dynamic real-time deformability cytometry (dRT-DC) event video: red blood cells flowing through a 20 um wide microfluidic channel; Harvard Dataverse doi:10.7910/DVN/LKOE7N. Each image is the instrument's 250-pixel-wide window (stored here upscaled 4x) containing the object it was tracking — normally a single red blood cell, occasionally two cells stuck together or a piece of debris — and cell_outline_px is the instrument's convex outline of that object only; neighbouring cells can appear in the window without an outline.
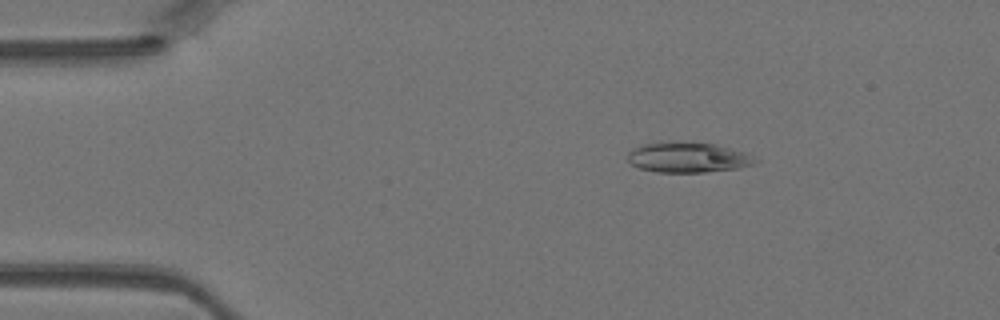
{"species": "Egyptian fruit bat (a non-hibernating species)", "species_latin": "Rousettus aegyptiacus", "temperature_condition": "warm", "stored_images_in_passage": 45, "camera_frame_rate_fps": 3000, "um_per_image_px": 0.085, "animal": {"sex": "female"}, "frame": {"image": 1, "passage_image": 8, "time_ms": 2.333, "image_size_px": [1000, 320], "cell_outline_px": [[760, 160], [756, 164], [740, 168], [704, 172], [656, 172], [640, 168], [632, 164], [628, 160], [628, 152], [632, 148], [640, 144], [716, 144], [744, 152]], "centroid_in_image_um": [58.52, 13.42], "position_along_channel_um": 26.5, "area_um2": 21.85}}
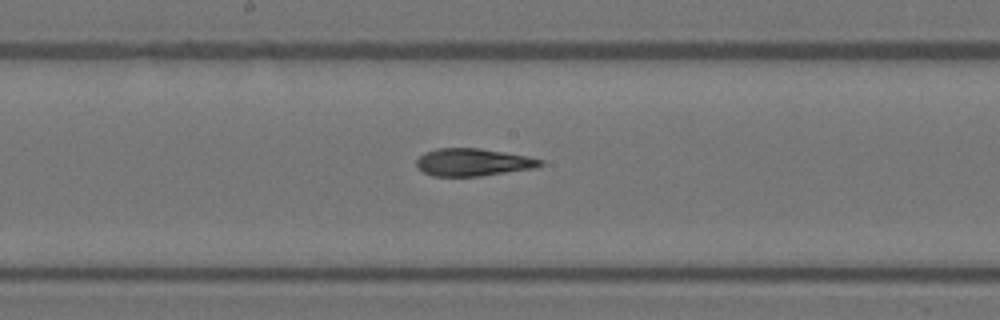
{"frame": {"image": 2, "passage_image": 24, "time_ms": 7.667, "image_size_px": [1000, 320], "cell_outline_px": [[544, 164], [536, 168], [480, 176], [432, 176], [424, 172], [416, 164], [416, 160], [424, 152], [436, 148], [480, 148], [528, 156], [544, 160]], "centroid_in_image_um": [40.23, 13.78], "position_along_channel_um": 208.0, "area_um2": 19.94}}
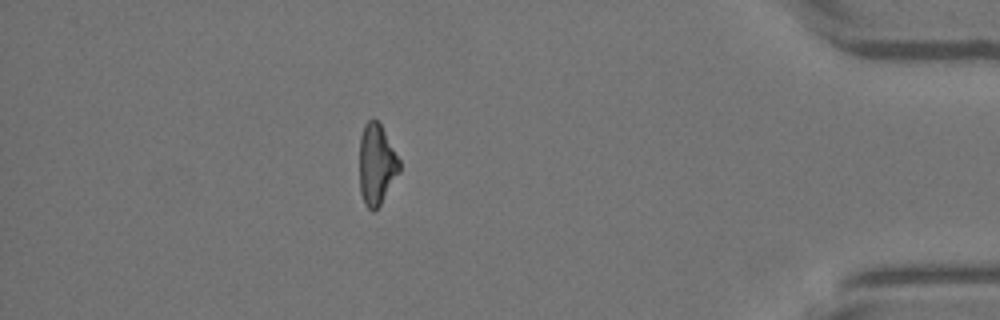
{"frame": {"image": 3, "passage_image": 40, "time_ms": 13.0, "image_size_px": [1000, 320], "cell_outline_px": [[400, 172], [380, 204], [372, 212], [364, 204], [360, 192], [360, 136], [364, 124], [372, 116], [380, 124], [400, 160]], "centroid_in_image_um": [32.0, 13.96], "position_along_channel_um": 403.2, "area_um2": 18.79}}